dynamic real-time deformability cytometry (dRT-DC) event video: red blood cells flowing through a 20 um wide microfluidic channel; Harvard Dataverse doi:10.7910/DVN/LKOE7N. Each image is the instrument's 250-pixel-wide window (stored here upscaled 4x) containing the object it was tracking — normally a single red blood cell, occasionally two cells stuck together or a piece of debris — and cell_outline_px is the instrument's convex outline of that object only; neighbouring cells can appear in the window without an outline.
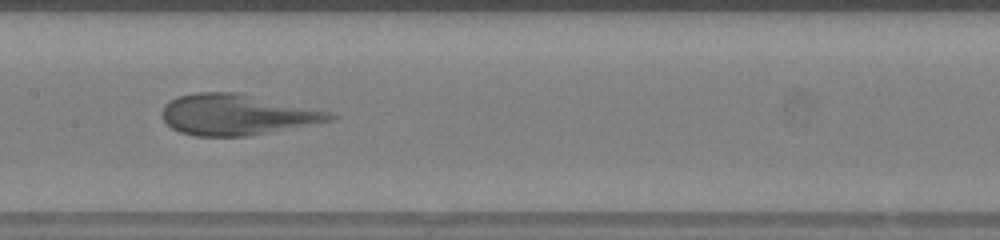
{"species": "human", "species_latin": "Homo sapiens", "temperature_condition": "warm", "stored_images_in_passage": 41, "camera_frame_rate_fps": 3000, "um_per_image_px": 0.085, "donor": {"sex": "female"}, "frame": {"image": 1, "passage_image": 18, "time_ms": 5.667, "image_size_px": [1000, 240], "cell_outline_px": [[340, 116], [332, 120], [248, 136], [196, 136], [180, 132], [172, 128], [164, 120], [160, 112], [164, 104], [168, 100], [176, 96], [196, 92], [236, 92], [328, 112]], "centroid_in_image_um": [20.03, 9.74], "position_along_channel_um": 187.4, "area_um2": 39.54}}
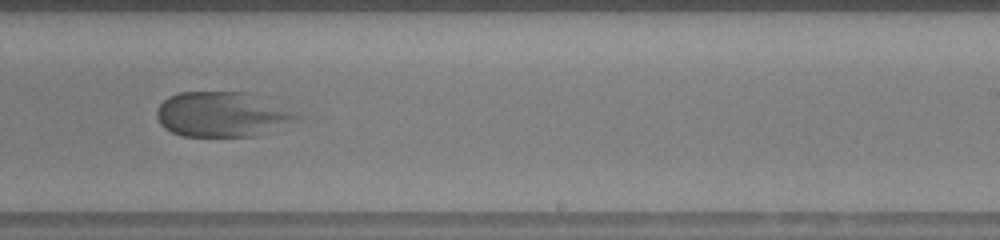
{"frame": {"image": 2, "passage_image": 24, "time_ms": 7.667, "image_size_px": [1000, 240], "cell_outline_px": [[300, 116], [292, 120], [256, 136], [184, 136], [172, 132], [164, 128], [160, 124], [156, 116], [156, 112], [160, 104], [168, 96], [180, 92], [248, 92], [292, 112]], "centroid_in_image_um": [18.74, 9.72], "position_along_channel_um": 270.3, "area_um2": 35.84}, "authors_computed_cell_mechanics": {"area_um2": 39.9976, "velocity_mm_per_s": 4.1526, "shape_relaxation_time_tau1_ms": 6.0758, "shape_relaxation_time_tau2_ms": null, "deformation_change_tau1": 0.3035, "deformation_change_tau2": null}}